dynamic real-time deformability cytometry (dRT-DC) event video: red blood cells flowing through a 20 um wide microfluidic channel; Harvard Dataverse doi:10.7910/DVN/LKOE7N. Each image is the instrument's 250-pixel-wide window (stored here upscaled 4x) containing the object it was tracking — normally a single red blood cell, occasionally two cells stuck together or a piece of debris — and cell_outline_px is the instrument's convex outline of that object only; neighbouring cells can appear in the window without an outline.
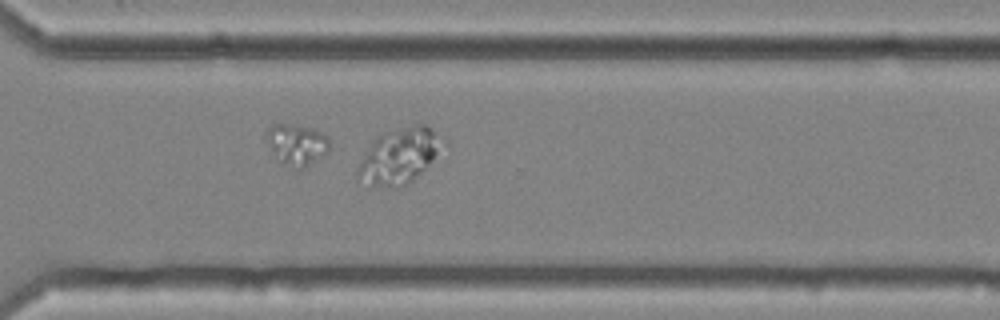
{"species": "common noctule bat (a hibernating species)", "species_latin": "Nyctalus noctula", "temperature_condition": "cold", "stored_images_in_passage": 52, "segment_of_instrument_passage": [1, 2], "camera_frame_rate_fps": 3000, "um_per_image_px": 0.085, "animal": {"sex": "female", "body_mass_g": 25.1}, "frame": {"image": 1, "passage_image": 36, "time_ms": 11.667, "image_size_px": [1000, 320], "cell_outline_px": [[448, 144], [416, 176], [404, 184], [396, 188], [372, 188], [356, 180], [356, 172], [368, 148], [376, 136], [384, 132], [412, 124], [424, 124], [432, 128], [448, 140]], "centroid_in_image_um": [33.95, 13.25], "position_along_channel_um": 336.6, "area_um2": 27.98}}